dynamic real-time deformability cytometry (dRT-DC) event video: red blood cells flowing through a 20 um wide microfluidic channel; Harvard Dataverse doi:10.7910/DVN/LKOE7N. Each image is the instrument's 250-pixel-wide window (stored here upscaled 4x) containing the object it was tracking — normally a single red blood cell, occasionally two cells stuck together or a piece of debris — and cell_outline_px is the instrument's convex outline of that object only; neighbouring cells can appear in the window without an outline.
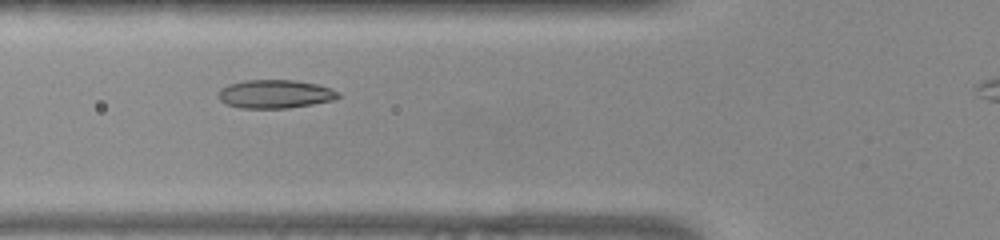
{"species": "common noctule bat (a hibernating species)", "species_latin": "Nyctalus noctula", "temperature_condition": "warm", "stored_images_in_passage": 38, "camera_frame_rate_fps": 3000, "um_per_image_px": 0.085, "animal": {"sex": "female", "body_mass_g": 22.0, "forearm_length_mm": 56.7}, "frame": {"image": 1, "passage_image": 11, "time_ms": 3.333, "image_size_px": [1000, 240], "cell_outline_px": [[340, 96], [332, 100], [312, 104], [288, 108], [240, 108], [224, 104], [220, 100], [220, 88], [228, 84], [244, 80], [296, 80], [316, 84], [332, 88], [340, 92]], "centroid_in_image_um": [23.38, 7.99], "position_along_channel_um": 102.4, "area_um2": 19.94}}
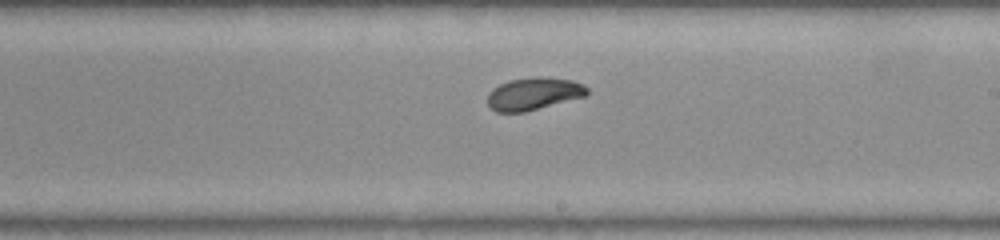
{"frame": {"image": 2, "passage_image": 22, "time_ms": 7.0, "image_size_px": [1000, 240], "cell_outline_px": [[588, 96], [524, 112], [496, 112], [488, 104], [488, 92], [492, 88], [508, 80], [536, 76], [572, 80], [584, 84], [588, 88]], "centroid_in_image_um": [45.38, 7.96], "position_along_channel_um": 243.6, "area_um2": 19.02}}
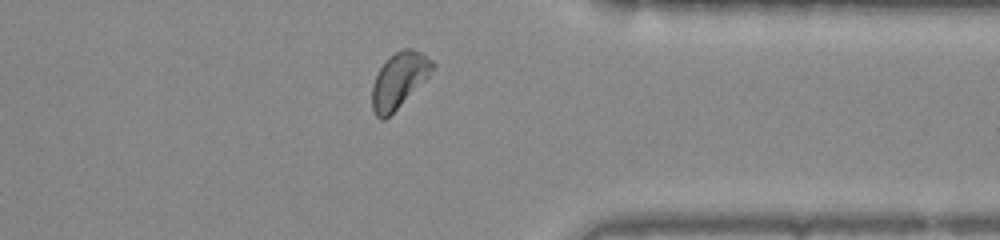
{"frame": {"image": 3, "passage_image": 33, "time_ms": 10.667, "image_size_px": [1000, 240], "cell_outline_px": [[436, 64], [428, 76], [384, 120], [380, 120], [376, 116], [372, 108], [372, 88], [376, 76], [380, 68], [396, 52], [404, 48], [412, 48], [420, 52], [432, 60]], "centroid_in_image_um": [33.91, 6.81], "position_along_channel_um": 377.5, "area_um2": 18.73}, "authors_computed_cell_mechanics": {"area_um2": 19.1896, "velocity_mm_per_s": 3.8701, "shape_relaxation_time_tau1_ms": 4.092, "shape_relaxation_time_tau2_ms": 3.1038, "deformation_change_tau1": 0.129, "deformation_change_tau2": 0.0621}}